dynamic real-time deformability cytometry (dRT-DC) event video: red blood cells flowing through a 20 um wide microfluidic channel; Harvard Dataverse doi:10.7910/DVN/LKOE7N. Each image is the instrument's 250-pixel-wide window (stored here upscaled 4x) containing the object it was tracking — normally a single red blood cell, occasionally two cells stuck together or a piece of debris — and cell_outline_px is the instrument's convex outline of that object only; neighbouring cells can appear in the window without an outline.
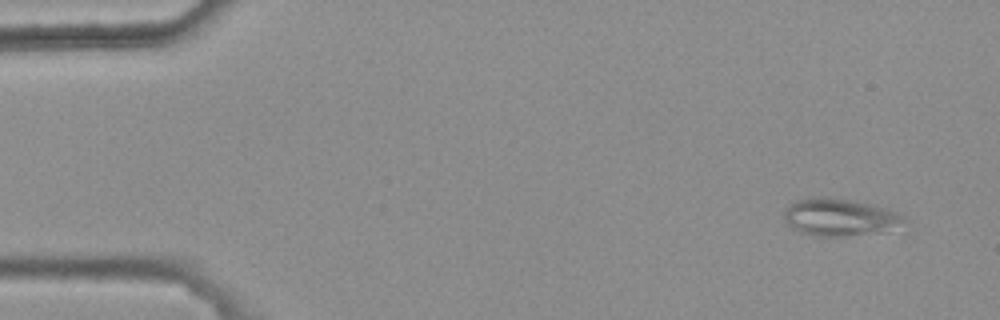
{"species": "common noctule bat (a hibernating species)", "species_latin": "Nyctalus noctula", "temperature_condition": "warm", "stored_images_in_passage": 4, "camera_frame_rate_fps": 3000, "um_per_image_px": 0.085, "animal": {"sex": "female", "body_mass_g": 25.1}, "frame": {"image": 1, "passage_image": 1, "time_ms": 0.0, "image_size_px": [1000, 320], "cell_outline_px": [[904, 220], [880, 232], [844, 236], [816, 236], [800, 232], [792, 228], [784, 220], [784, 212], [788, 204], [796, 200], [812, 196], [824, 196], [852, 200], [872, 204], [888, 208], [904, 216]], "centroid_in_image_um": [71.27, 18.43], "position_along_channel_um": 13.7, "area_um2": 25.95}}